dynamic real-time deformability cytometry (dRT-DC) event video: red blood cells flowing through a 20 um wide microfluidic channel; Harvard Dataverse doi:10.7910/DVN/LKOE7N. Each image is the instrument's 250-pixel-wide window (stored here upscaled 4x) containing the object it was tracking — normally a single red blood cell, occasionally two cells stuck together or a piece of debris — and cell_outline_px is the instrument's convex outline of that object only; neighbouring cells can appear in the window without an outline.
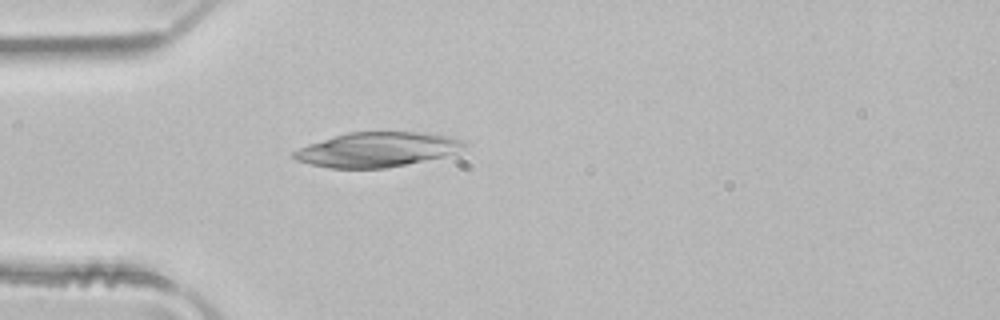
{"species": "common noctule bat (a hibernating species)", "species_latin": "Nyctalus noctula", "temperature_condition": "room temperature", "stored_images_in_passage": 3, "camera_frame_rate_fps": 3000, "um_per_image_px": 0.085, "animal": {"sex": "male", "body_mass_g": 21.5, "forearm_length_mm": 52.0}, "frame": {"image": 1, "passage_image": 3, "time_ms": 0.667, "image_size_px": [1000, 320], "cell_outline_px": [[464, 144], [456, 152], [444, 156], [384, 168], [328, 168], [296, 160], [292, 156], [292, 152], [308, 144], [348, 132], [416, 132], [456, 136], [464, 140]], "centroid_in_image_um": [32.04, 12.7], "position_along_channel_um": 53.0, "area_um2": 34.04}}